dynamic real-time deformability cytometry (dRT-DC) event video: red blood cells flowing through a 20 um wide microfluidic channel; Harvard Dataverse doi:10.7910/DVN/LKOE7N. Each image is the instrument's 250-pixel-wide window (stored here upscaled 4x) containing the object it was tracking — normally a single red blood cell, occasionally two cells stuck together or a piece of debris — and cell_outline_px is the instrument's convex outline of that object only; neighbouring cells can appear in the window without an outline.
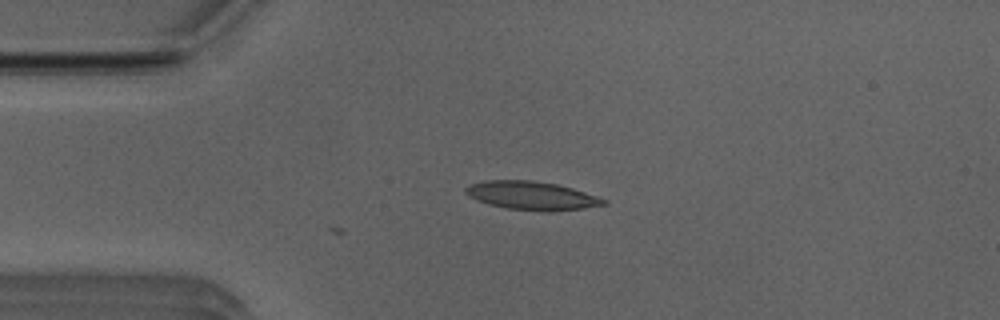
{"species": "Egyptian fruit bat (a non-hibernating species)", "species_latin": "Rousettus aegyptiacus", "temperature_condition": "room temperature", "stored_images_in_passage": 2, "camera_frame_rate_fps": 3000, "um_per_image_px": 0.085, "animal": {"sex": "male"}, "frame": {"image": 1, "passage_image": 2, "time_ms": 0.333, "image_size_px": [1000, 320], "cell_outline_px": [[608, 204], [584, 208], [552, 212], [544, 212], [504, 208], [488, 204], [476, 200], [468, 196], [464, 192], [464, 188], [472, 184], [488, 180], [532, 180], [556, 184], [572, 188], [608, 200]], "centroid_in_image_um": [45.19, 16.64], "position_along_channel_um": 39.8, "area_um2": 23.06}}